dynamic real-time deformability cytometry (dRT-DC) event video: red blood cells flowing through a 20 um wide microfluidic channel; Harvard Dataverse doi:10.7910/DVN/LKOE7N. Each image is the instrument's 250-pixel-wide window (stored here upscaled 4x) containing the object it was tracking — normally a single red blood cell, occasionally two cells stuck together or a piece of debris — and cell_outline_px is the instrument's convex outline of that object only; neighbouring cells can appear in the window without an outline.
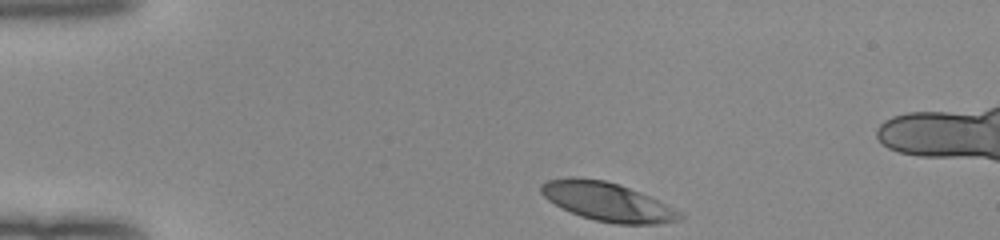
{"species": "human", "species_latin": "Homo sapiens", "temperature_condition": "room temperature", "stored_images_in_passage": 35, "camera_frame_rate_fps": 3000, "um_per_image_px": 0.085, "donor": {"sex": "female"}, "frame": {"image": 1, "passage_image": 1, "time_ms": 0.0, "image_size_px": [1000, 240], "cell_outline_px": [[684, 216], [680, 220], [656, 224], [616, 224], [596, 220], [580, 216], [548, 200], [540, 192], [540, 184], [548, 180], [572, 176], [604, 180], [620, 184], [640, 192], [680, 212]], "centroid_in_image_um": [51.6, 17.13], "position_along_channel_um": 33.4, "area_um2": 30.92}}
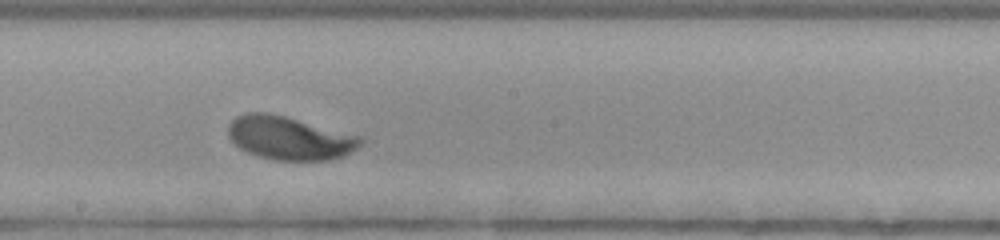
{"frame": {"image": 2, "passage_image": 20, "time_ms": 6.333, "image_size_px": [1000, 240], "cell_outline_px": [[364, 140], [356, 148], [344, 156], [328, 160], [276, 160], [260, 156], [248, 152], [240, 148], [228, 136], [228, 124], [236, 116], [244, 112], [268, 112], [364, 136]], "centroid_in_image_um": [24.62, 11.72], "position_along_channel_um": 223.6, "area_um2": 33.52}}
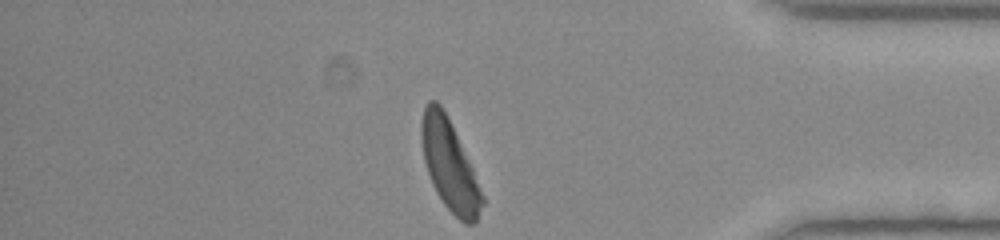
{"frame": {"image": 3, "passage_image": 35, "time_ms": 11.333, "image_size_px": [1000, 240], "cell_outline_px": [[484, 204], [476, 220], [472, 224], [464, 224], [444, 204], [436, 192], [432, 184], [424, 160], [420, 136], [420, 124], [424, 108], [428, 100], [436, 100], [440, 104], [472, 168], [484, 196]], "centroid_in_image_um": [38.19, 14.07], "position_along_channel_um": 397.0, "area_um2": 31.33}, "authors_computed_cell_mechanics": {"area_um2": 32.7148, "velocity_mm_per_s": 3.9698, "shape_relaxation_time_tau1_ms": 2.0252, "shape_relaxation_time_tau2_ms": null, "deformation_change_tau1": 0.1368, "deformation_change_tau2": null}}